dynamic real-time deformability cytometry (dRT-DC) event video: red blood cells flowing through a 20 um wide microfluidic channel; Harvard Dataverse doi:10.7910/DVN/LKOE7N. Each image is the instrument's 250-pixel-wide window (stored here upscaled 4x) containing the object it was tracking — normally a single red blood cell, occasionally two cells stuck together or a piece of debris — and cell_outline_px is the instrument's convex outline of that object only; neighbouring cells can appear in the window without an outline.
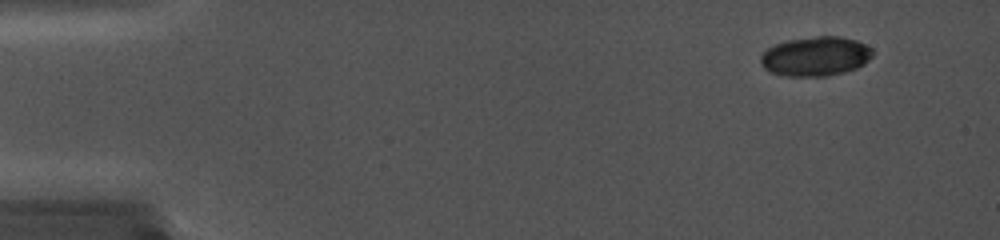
{"species": "common noctule bat (a hibernating species)", "species_latin": "Nyctalus noctula", "temperature_condition": "cold", "stored_images_in_passage": 12, "camera_frame_rate_fps": 5000, "um_per_image_px": 0.085, "animal": {"sex": "female", "body_mass_g": 19.0, "forearm_length_mm": 56.7}, "frame": {"image": 1, "passage_image": 4, "time_ms": 0.6, "image_size_px": [1000, 240], "cell_outline_px": [[876, 52], [864, 64], [856, 68], [824, 76], [788, 76], [772, 72], [764, 68], [760, 64], [760, 56], [768, 48], [776, 44], [788, 40], [816, 36], [840, 36], [856, 40], [872, 48]], "centroid_in_image_um": [69.34, 4.77], "position_along_channel_um": 15.7, "area_um2": 25.61}}